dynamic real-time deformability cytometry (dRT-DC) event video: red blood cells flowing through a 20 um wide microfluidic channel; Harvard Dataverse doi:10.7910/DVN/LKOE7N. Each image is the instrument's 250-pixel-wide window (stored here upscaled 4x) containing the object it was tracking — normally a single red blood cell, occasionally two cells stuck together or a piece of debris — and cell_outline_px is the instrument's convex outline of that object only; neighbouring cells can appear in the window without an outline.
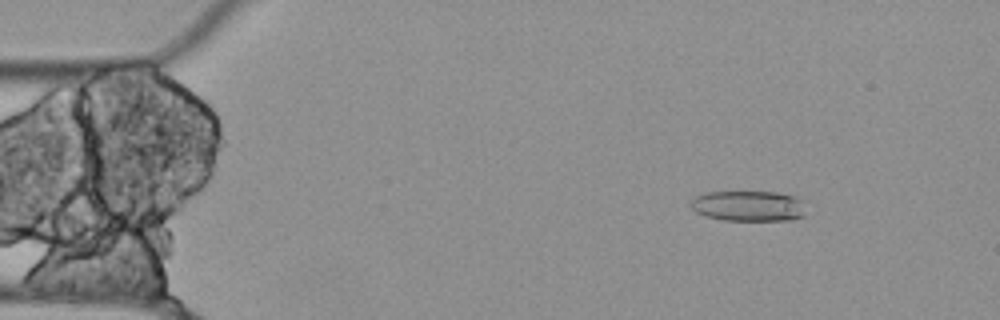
{"species": "Egyptian fruit bat (a non-hibernating species)", "species_latin": "Rousettus aegyptiacus", "temperature_condition": "cold", "stored_images_in_passage": 55, "camera_frame_rate_fps": 3000, "um_per_image_px": 0.085, "animal": {"sex": "female"}, "frame": {"image": 1, "passage_image": 8, "time_ms": 2.333, "image_size_px": [1000, 320], "cell_outline_px": [[804, 216], [792, 220], [724, 220], [704, 216], [696, 212], [688, 204], [696, 196], [704, 192], [776, 192], [792, 196], [804, 200]], "centroid_in_image_um": [63.61, 17.51], "position_along_channel_um": 21.4, "area_um2": 20.63}}
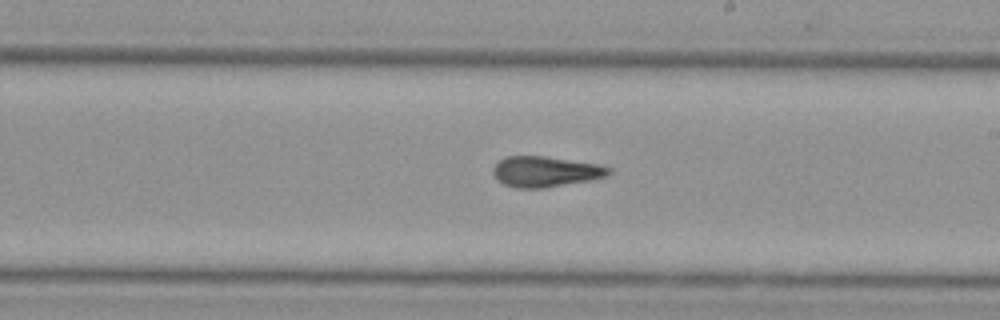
{"frame": {"image": 2, "passage_image": 32, "time_ms": 10.333, "image_size_px": [1000, 320], "cell_outline_px": [[612, 172], [608, 176], [592, 180], [544, 188], [516, 188], [504, 184], [492, 172], [492, 168], [504, 156], [544, 156], [604, 164], [612, 168]], "centroid_in_image_um": [46.45, 14.58], "position_along_channel_um": 242.6, "area_um2": 20.92}}
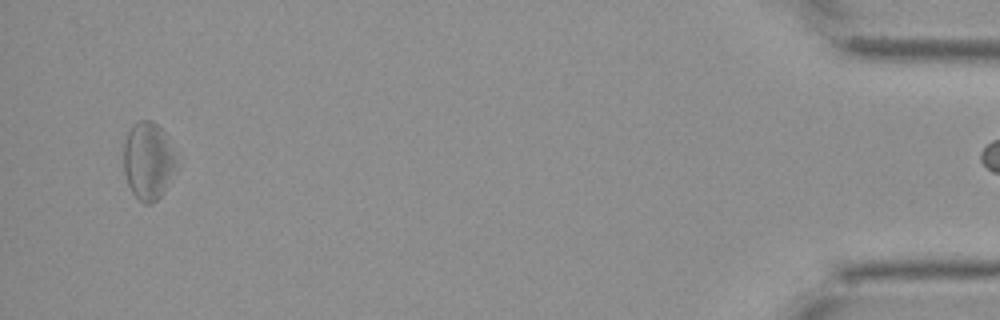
{"frame": {"image": 3, "passage_image": 54, "time_ms": 17.667, "image_size_px": [1000, 320], "cell_outline_px": [[176, 160], [164, 188], [160, 196], [152, 204], [144, 204], [132, 192], [128, 184], [124, 172], [124, 144], [128, 132], [132, 124], [136, 120], [152, 120], [164, 132]], "centroid_in_image_um": [12.53, 13.64], "position_along_channel_um": 422.7, "area_um2": 23.06}}